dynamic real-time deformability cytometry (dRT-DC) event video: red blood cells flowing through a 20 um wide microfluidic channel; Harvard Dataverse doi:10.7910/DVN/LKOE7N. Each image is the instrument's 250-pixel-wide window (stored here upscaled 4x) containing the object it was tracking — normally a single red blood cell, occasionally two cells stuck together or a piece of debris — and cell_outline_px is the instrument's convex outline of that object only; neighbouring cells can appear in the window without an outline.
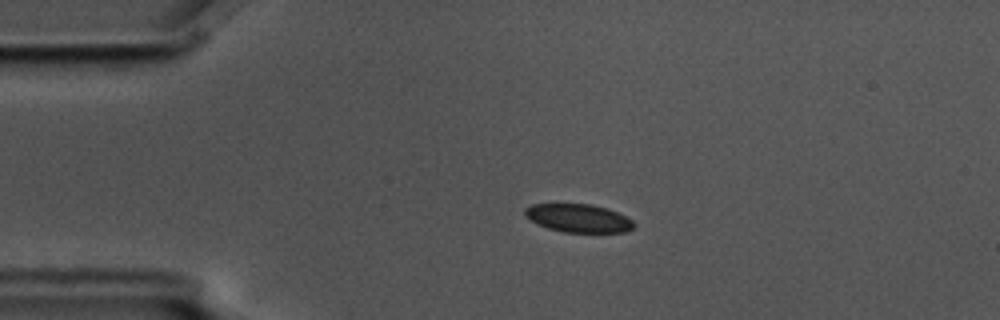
{"species": "common noctule bat (a hibernating species)", "species_latin": "Nyctalus noctula", "temperature_condition": "cold", "stored_images_in_passage": 2, "camera_frame_rate_fps": 3000, "um_per_image_px": 0.085, "animal": {"sex": "male", "body_mass_g": 17.5, "forearm_length_mm": 52.3}, "frame": {"image": 1, "passage_image": 1, "time_ms": 0.0, "image_size_px": [1000, 320], "cell_outline_px": [[636, 224], [632, 228], [624, 232], [564, 232], [548, 228], [524, 216], [524, 208], [532, 204], [592, 204], [616, 212], [632, 220]], "centroid_in_image_um": [49.15, 18.54], "position_along_channel_um": 35.9, "area_um2": 17.69}}